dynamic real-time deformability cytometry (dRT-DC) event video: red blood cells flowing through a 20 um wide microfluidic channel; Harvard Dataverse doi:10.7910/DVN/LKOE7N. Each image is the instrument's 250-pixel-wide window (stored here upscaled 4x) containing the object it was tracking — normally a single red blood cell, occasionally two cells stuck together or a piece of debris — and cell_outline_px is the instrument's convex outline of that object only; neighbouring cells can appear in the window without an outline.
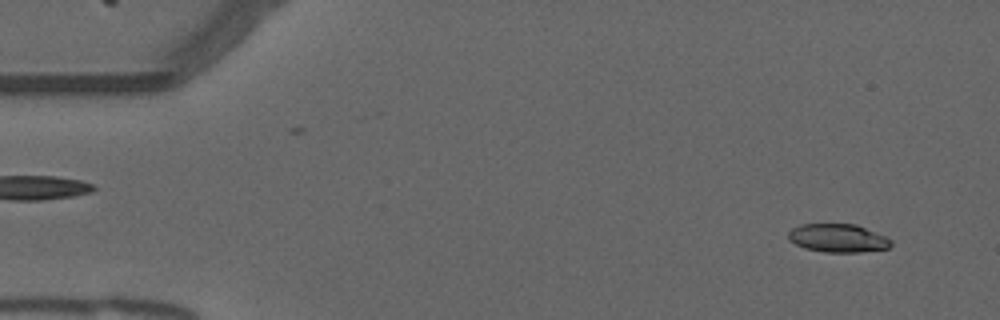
{"species": "common noctule bat (a hibernating species)", "species_latin": "Nyctalus noctula", "temperature_condition": "warm", "stored_images_in_passage": 54, "camera_frame_rate_fps": 3000, "um_per_image_px": 0.085, "animal": {"sex": "male", "forearm_length_mm": 52.5}, "frame": {"image": 1, "passage_image": 3, "time_ms": 0.667, "image_size_px": [1000, 320], "cell_outline_px": [[892, 244], [888, 248], [860, 252], [824, 252], [804, 248], [788, 240], [788, 232], [792, 228], [800, 224], [856, 224], [884, 236], [892, 240]], "centroid_in_image_um": [71.19, 20.24], "position_along_channel_um": 13.8, "area_um2": 16.94}}
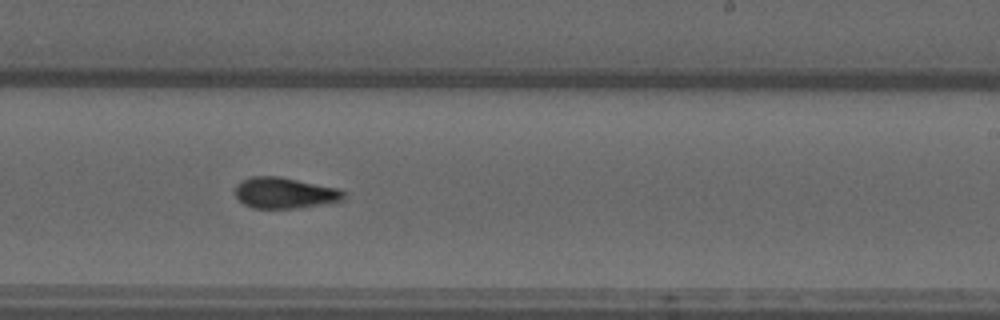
{"frame": {"image": 2, "passage_image": 32, "time_ms": 10.333, "image_size_px": [1000, 320], "cell_outline_px": [[344, 200], [300, 208], [252, 208], [244, 204], [236, 196], [236, 184], [240, 180], [252, 176], [280, 176], [336, 188], [344, 192]], "centroid_in_image_um": [24.16, 16.39], "position_along_channel_um": 264.8, "area_um2": 19.54}}
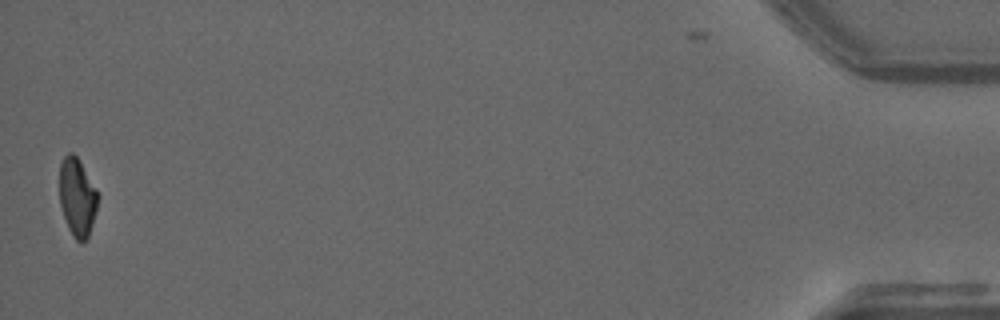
{"frame": {"image": 3, "passage_image": 53, "time_ms": 17.333, "image_size_px": [1000, 320], "cell_outline_px": [[100, 196], [92, 224], [88, 236], [80, 244], [72, 236], [68, 228], [60, 204], [60, 164], [64, 156], [68, 152], [72, 152], [80, 160], [96, 188]], "centroid_in_image_um": [6.58, 16.75], "position_along_channel_um": 428.6, "area_um2": 17.57}, "authors_computed_cell_mechanics": {"area_um2": 18.6694, "velocity_mm_per_s": 3.7485, "shape_relaxation_time_tau1_ms": null, "shape_relaxation_time_tau2_ms": 3.048, "deformation_change_tau1": null, "deformation_change_tau2": 0.0906}}